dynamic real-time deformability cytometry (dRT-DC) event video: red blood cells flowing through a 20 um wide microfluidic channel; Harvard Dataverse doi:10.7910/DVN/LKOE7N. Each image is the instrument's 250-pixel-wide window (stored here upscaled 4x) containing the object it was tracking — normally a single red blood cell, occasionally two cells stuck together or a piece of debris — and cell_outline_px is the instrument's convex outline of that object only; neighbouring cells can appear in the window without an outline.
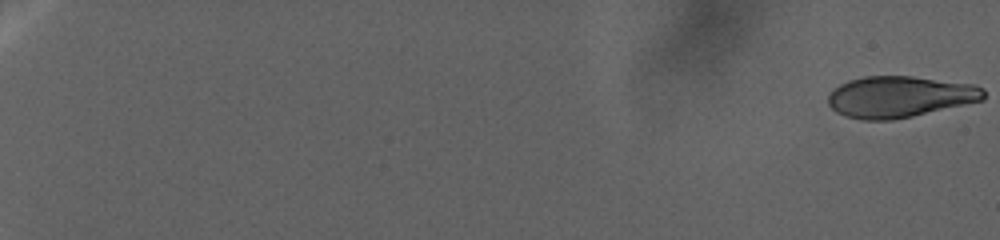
{"species": "human", "species_latin": "Homo sapiens", "temperature_condition": "warm", "stored_images_in_passage": 162, "camera_frame_rate_fps": 3000, "um_per_image_px": 0.085, "donor": {"sex": "female"}, "frame": {"image": 1, "passage_image": 1, "time_ms": 0.0, "image_size_px": [1000, 240], "cell_outline_px": [[984, 100], [912, 116], [892, 120], [864, 120], [848, 116], [836, 112], [828, 104], [828, 96], [840, 84], [848, 80], [864, 76], [912, 76], [976, 84], [984, 88]], "centroid_in_image_um": [76.5, 8.21], "position_along_channel_um": 8.5, "area_um2": 37.4}}
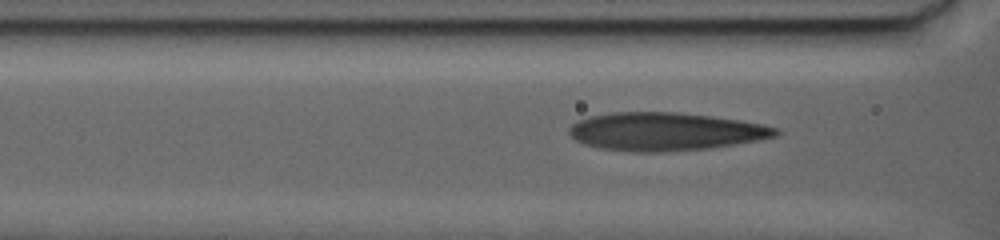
{"frame": {"image": 2, "passage_image": 92, "time_ms": 32.333, "image_size_px": [1000, 240], "cell_outline_px": [[780, 132], [776, 136], [736, 144], [708, 148], [664, 152], [632, 152], [600, 148], [584, 144], [576, 140], [568, 132], [568, 128], [576, 120], [588, 116], [612, 112], [676, 112], [712, 116], [740, 120], [764, 124], [780, 128]], "centroid_in_image_um": [56.53, 11.18], "position_along_channel_um": 110.1, "area_um2": 46.12}}
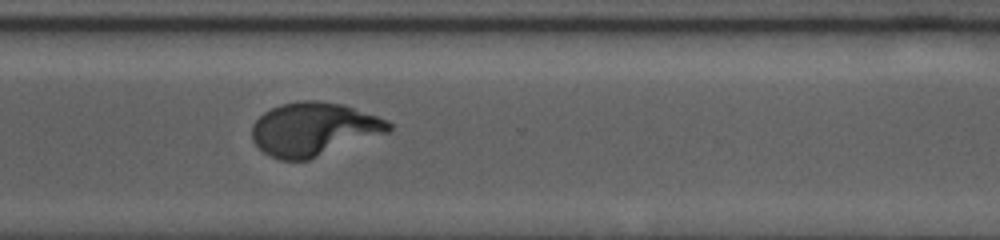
{"frame": {"image": 3, "passage_image": 161, "time_ms": 52.333, "image_size_px": [1000, 240], "cell_outline_px": [[392, 128], [388, 132], [308, 160], [280, 160], [264, 152], [252, 140], [252, 124], [264, 112], [280, 104], [300, 100], [316, 100], [340, 104], [388, 120], [392, 124]], "centroid_in_image_um": [26.65, 10.97], "position_along_channel_um": 344.0, "area_um2": 42.14}}